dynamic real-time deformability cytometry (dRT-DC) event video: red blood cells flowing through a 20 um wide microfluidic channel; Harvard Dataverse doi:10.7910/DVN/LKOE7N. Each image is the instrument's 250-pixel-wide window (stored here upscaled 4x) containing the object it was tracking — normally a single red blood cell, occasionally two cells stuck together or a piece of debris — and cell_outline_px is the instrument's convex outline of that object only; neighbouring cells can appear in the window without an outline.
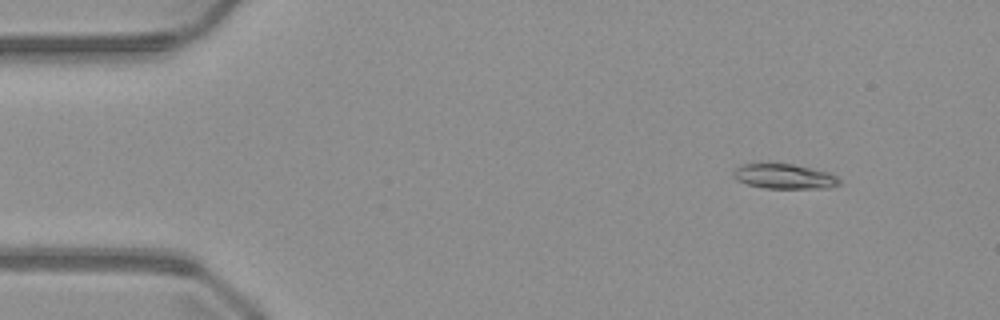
{"species": "common noctule bat (a hibernating species)", "species_latin": "Nyctalus noctula", "temperature_condition": "warm", "stored_images_in_passage": 51, "camera_frame_rate_fps": 3000, "um_per_image_px": 0.085, "animal": {"sex": "male", "body_mass_g": 23.1, "forearm_length_mm": 52.7}, "frame": {"image": 1, "passage_image": 6, "time_ms": 1.667, "image_size_px": [1000, 320], "cell_outline_px": [[840, 184], [828, 188], [764, 188], [748, 184], [736, 180], [732, 176], [732, 172], [740, 164], [792, 164], [828, 172], [836, 176], [840, 180]], "centroid_in_image_um": [66.64, 15.0], "position_along_channel_um": 18.4, "area_um2": 15.26}}
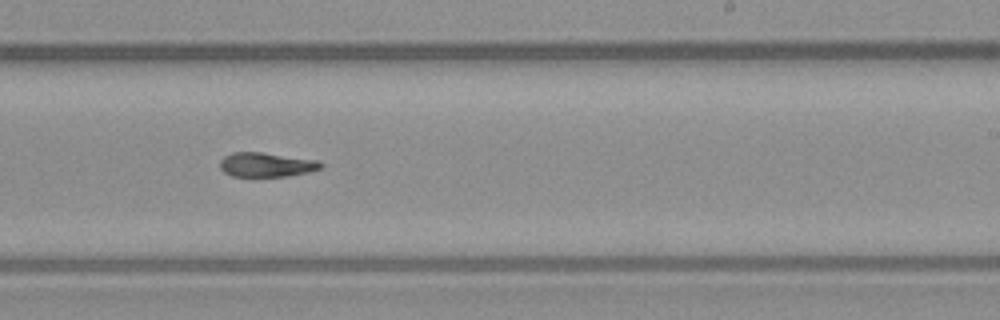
{"frame": {"image": 2, "passage_image": 31, "time_ms": 10.0, "image_size_px": [1000, 320], "cell_outline_px": [[324, 168], [308, 172], [288, 176], [232, 176], [224, 172], [220, 168], [220, 160], [224, 156], [232, 152], [260, 152], [316, 160], [324, 164]], "centroid_in_image_um": [22.64, 14.0], "position_along_channel_um": 266.4, "area_um2": 14.28}}
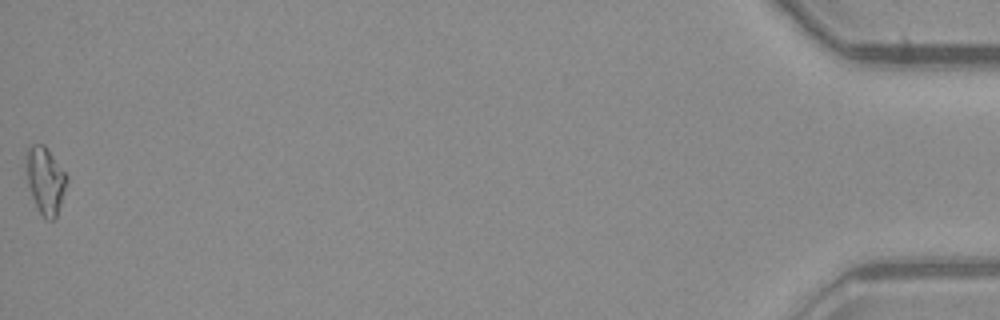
{"frame": {"image": 3, "passage_image": 51, "time_ms": 16.667, "image_size_px": [1000, 320], "cell_outline_px": [[68, 180], [56, 216], [52, 220], [48, 220], [40, 212], [28, 188], [24, 168], [24, 156], [28, 148], [32, 144], [44, 144], [68, 176]], "centroid_in_image_um": [3.81, 15.27], "position_along_channel_um": 431.4, "area_um2": 15.95}}